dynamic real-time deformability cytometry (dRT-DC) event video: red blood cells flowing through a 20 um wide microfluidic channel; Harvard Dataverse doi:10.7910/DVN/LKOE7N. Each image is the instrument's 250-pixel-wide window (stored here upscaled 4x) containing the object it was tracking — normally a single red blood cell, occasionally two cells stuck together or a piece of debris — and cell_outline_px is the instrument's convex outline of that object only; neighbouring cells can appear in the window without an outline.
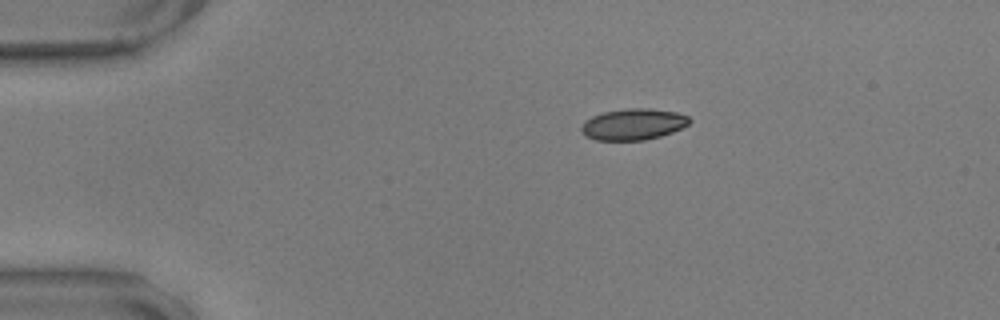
{"species": "common noctule bat (a hibernating species)", "species_latin": "Nyctalus noctula", "temperature_condition": "warm", "stored_images_in_passage": 48, "camera_frame_rate_fps": 3000, "um_per_image_px": 0.085, "animal": {"sex": "male", "body_mass_g": 17.9, "forearm_length_mm": 54.2}, "frame": {"image": 1, "passage_image": 1, "time_ms": 0.0, "image_size_px": [1000, 320], "cell_outline_px": [[692, 120], [688, 124], [672, 132], [660, 136], [644, 140], [596, 140], [584, 136], [580, 132], [580, 128], [584, 120], [592, 116], [604, 112], [624, 108], [648, 108], [676, 112], [688, 116]], "centroid_in_image_um": [53.78, 10.56], "position_along_channel_um": 31.2, "area_um2": 19.83}}
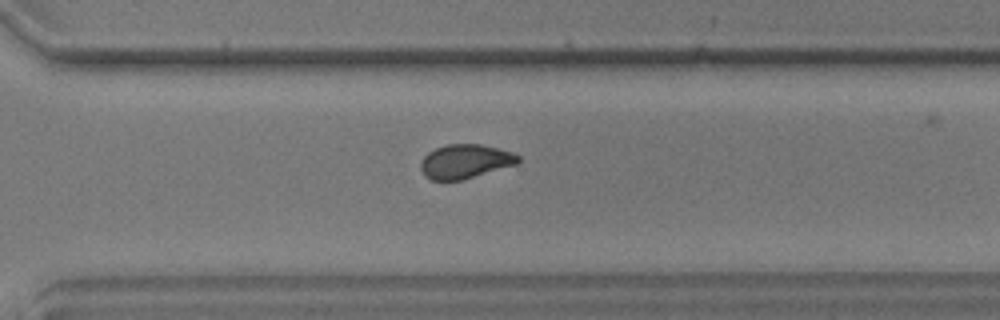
{"frame": {"image": 2, "passage_image": 31, "time_ms": 10.0, "image_size_px": [1000, 320], "cell_outline_px": [[520, 164], [460, 180], [432, 180], [424, 176], [420, 168], [420, 160], [428, 152], [436, 148], [448, 144], [480, 144], [512, 152], [520, 156]], "centroid_in_image_um": [39.54, 13.72], "position_along_channel_um": 331.1, "area_um2": 19.48}}
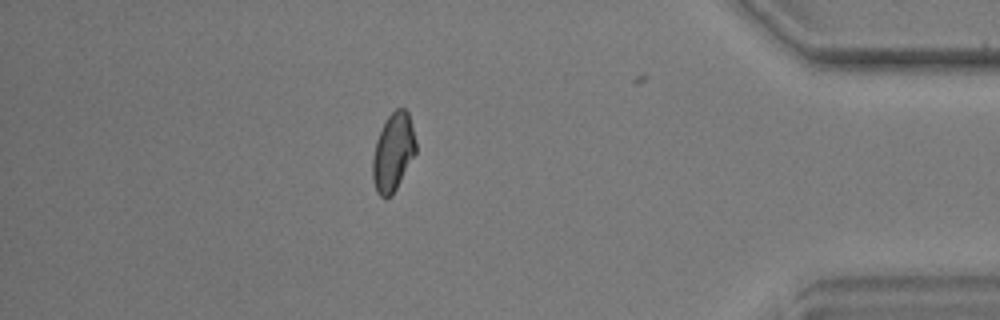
{"frame": {"image": 3, "passage_image": 40, "time_ms": 13.0, "image_size_px": [1000, 320], "cell_outline_px": [[416, 152], [392, 196], [380, 196], [376, 192], [372, 180], [372, 156], [376, 140], [388, 116], [396, 108], [404, 108], [408, 112], [416, 140]], "centroid_in_image_um": [33.4, 12.94], "position_along_channel_um": 401.8, "area_um2": 19.59}, "authors_computed_cell_mechanics": {"area_um2": 20.1722, "velocity_mm_per_s": 3.5487, "shape_relaxation_time_tau1_ms": 5.1366, "shape_relaxation_time_tau2_ms": 0.8075, "deformation_change_tau1": 0.1231, "deformation_change_tau2": 0.0403}}